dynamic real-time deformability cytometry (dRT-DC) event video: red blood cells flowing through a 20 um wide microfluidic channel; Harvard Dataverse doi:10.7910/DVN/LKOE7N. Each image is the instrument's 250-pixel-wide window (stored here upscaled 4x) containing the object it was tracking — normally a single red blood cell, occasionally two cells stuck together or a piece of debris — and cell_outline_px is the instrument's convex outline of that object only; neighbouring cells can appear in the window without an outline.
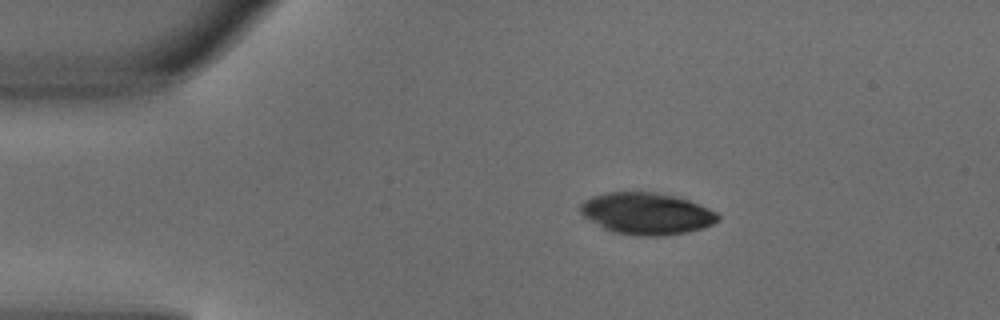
{"species": "common noctule bat (a hibernating species)", "species_latin": "Nyctalus noctula", "temperature_condition": "warm", "stored_images_in_passage": 3, "camera_frame_rate_fps": 3000, "um_per_image_px": 0.085, "animal": {"sex": "male", "body_mass_g": 18.8}, "frame": {"image": 1, "passage_image": 1, "time_ms": 0.0, "image_size_px": [1000, 320], "cell_outline_px": [[720, 220], [704, 228], [688, 232], [660, 236], [640, 236], [612, 232], [604, 228], [584, 216], [576, 208], [584, 200], [592, 196], [604, 192], [656, 192], [688, 200], [708, 208], [716, 212], [720, 216]], "centroid_in_image_um": [54.94, 18.15], "position_along_channel_um": 30.1, "area_um2": 33.58}}